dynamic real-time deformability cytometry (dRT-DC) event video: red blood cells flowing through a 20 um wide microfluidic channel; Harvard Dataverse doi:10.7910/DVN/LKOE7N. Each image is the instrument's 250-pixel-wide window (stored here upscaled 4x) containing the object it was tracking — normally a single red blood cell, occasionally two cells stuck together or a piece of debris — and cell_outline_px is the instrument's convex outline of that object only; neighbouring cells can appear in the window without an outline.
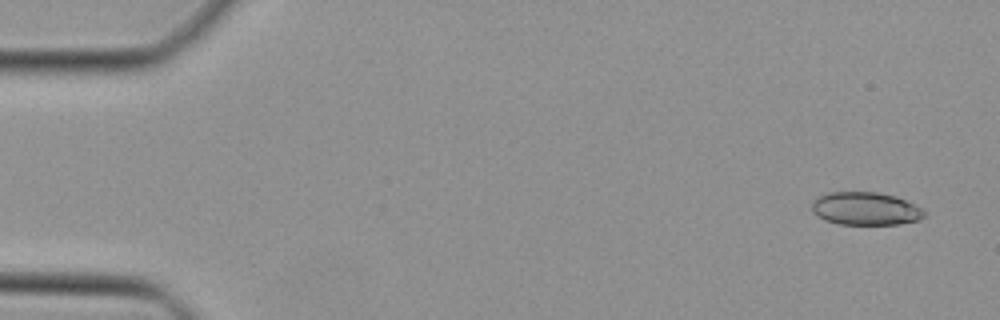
{"species": "Egyptian fruit bat (a non-hibernating species)", "species_latin": "Rousettus aegyptiacus", "temperature_condition": "cold", "stored_images_in_passage": 4, "camera_frame_rate_fps": 3000, "um_per_image_px": 0.085, "animal": {"sex": "female"}, "frame": {"image": 1, "passage_image": 1, "time_ms": 0.0, "image_size_px": [1000, 320], "cell_outline_px": [[928, 212], [920, 220], [900, 224], [840, 224], [824, 220], [816, 216], [812, 212], [812, 200], [828, 192], [876, 192], [896, 196]], "centroid_in_image_um": [73.55, 17.74], "position_along_channel_um": 11.5, "area_um2": 21.68}}